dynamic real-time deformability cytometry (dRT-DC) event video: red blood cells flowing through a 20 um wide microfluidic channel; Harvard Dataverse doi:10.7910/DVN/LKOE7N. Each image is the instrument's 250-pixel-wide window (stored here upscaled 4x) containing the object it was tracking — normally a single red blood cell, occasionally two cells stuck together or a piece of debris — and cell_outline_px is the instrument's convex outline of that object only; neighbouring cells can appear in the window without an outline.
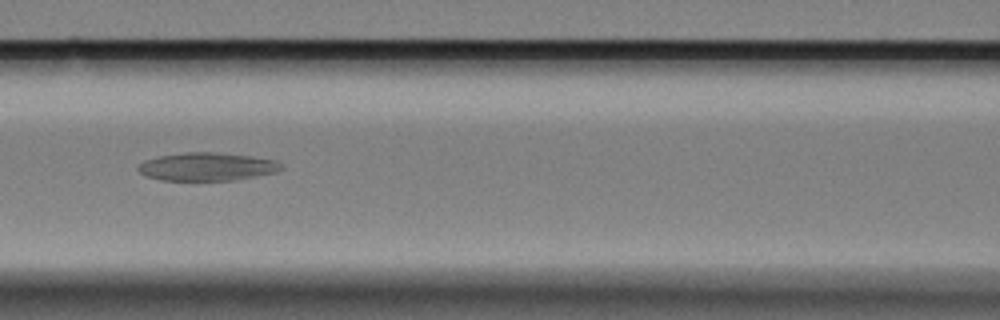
{"species": "Egyptian fruit bat (a non-hibernating species)", "species_latin": "Rousettus aegyptiacus", "temperature_condition": "cold", "stored_images_in_passage": 7, "camera_frame_rate_fps": 3000, "um_per_image_px": 0.085, "animal": {"sex": "female"}, "frame": {"image": 1, "passage_image": 6, "time_ms": 1.667, "image_size_px": [1000, 320], "cell_outline_px": [[284, 168], [276, 172], [232, 180], [160, 180], [144, 176], [136, 168], [144, 160], [160, 156], [188, 152], [212, 152], [252, 156], [276, 160]], "centroid_in_image_um": [17.57, 14.17], "position_along_channel_um": 149.0, "area_um2": 23.29}}
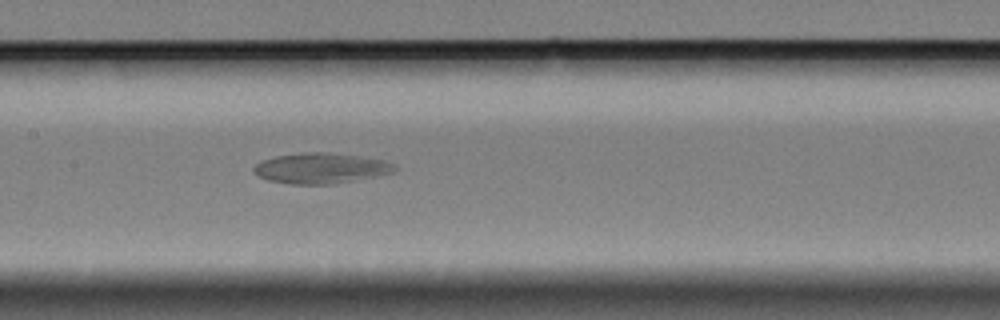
{"frame": {"image": 2, "passage_image": 7, "time_ms": 2.0, "image_size_px": [1000, 320], "cell_outline_px": [[396, 168], [392, 172], [376, 176], [332, 184], [292, 184], [268, 180], [252, 172], [252, 168], [260, 160], [276, 156], [304, 152], [324, 152], [356, 156], [380, 160], [396, 164]], "centroid_in_image_um": [27.2, 14.3], "position_along_channel_um": 180.2, "area_um2": 24.74}}